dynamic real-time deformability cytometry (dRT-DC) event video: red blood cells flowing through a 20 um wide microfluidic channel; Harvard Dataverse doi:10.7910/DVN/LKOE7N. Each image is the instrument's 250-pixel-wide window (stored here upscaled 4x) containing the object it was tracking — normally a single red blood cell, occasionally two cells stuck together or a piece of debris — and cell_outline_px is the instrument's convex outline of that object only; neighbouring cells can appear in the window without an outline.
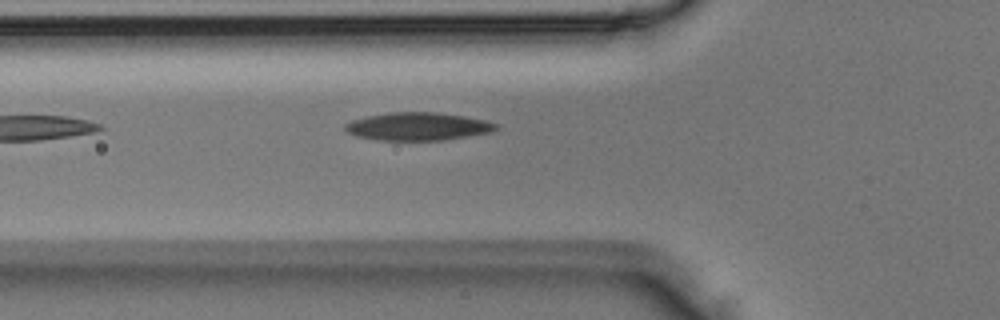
{"species": "Egyptian fruit bat (a non-hibernating species)", "species_latin": "Rousettus aegyptiacus", "temperature_condition": "room temperature", "stored_images_in_passage": 4, "camera_frame_rate_fps": 3000, "um_per_image_px": 0.085, "animal": {"sex": "male"}, "frame": {"image": 1, "passage_image": 4, "time_ms": 1.0, "image_size_px": [1000, 320], "cell_outline_px": [[500, 128], [492, 132], [444, 140], [376, 140], [356, 136], [348, 132], [344, 128], [344, 124], [352, 120], [368, 116], [388, 112], [436, 112], [464, 116], [484, 120], [500, 124]], "centroid_in_image_um": [35.54, 10.75], "position_along_channel_um": 90.3, "area_um2": 24.68}}